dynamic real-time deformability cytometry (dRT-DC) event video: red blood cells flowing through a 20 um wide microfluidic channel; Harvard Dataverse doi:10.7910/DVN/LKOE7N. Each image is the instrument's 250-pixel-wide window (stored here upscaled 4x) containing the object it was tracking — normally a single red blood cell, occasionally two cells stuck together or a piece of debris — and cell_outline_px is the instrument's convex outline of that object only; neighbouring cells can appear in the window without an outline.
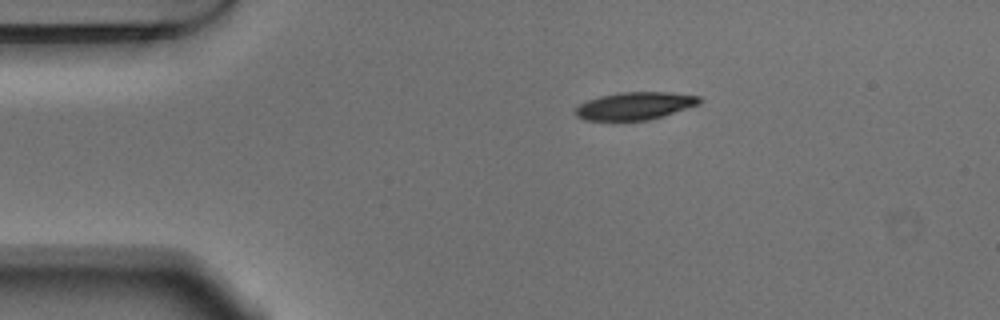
{"species": "Egyptian fruit bat (a non-hibernating species)", "species_latin": "Rousettus aegyptiacus", "temperature_condition": "warm", "stored_images_in_passage": 44, "camera_frame_rate_fps": 3000, "um_per_image_px": 0.085, "animal": {"sex": "male"}, "frame": {"image": 1, "passage_image": 1, "time_ms": 0.0, "image_size_px": [1000, 320], "cell_outline_px": [[704, 100], [700, 104], [664, 116], [648, 120], [584, 120], [576, 116], [576, 108], [580, 104], [588, 100], [600, 96], [620, 92], [668, 92], [700, 96]], "centroid_in_image_um": [54.02, 8.99], "position_along_channel_um": 31.0, "area_um2": 20.0}}
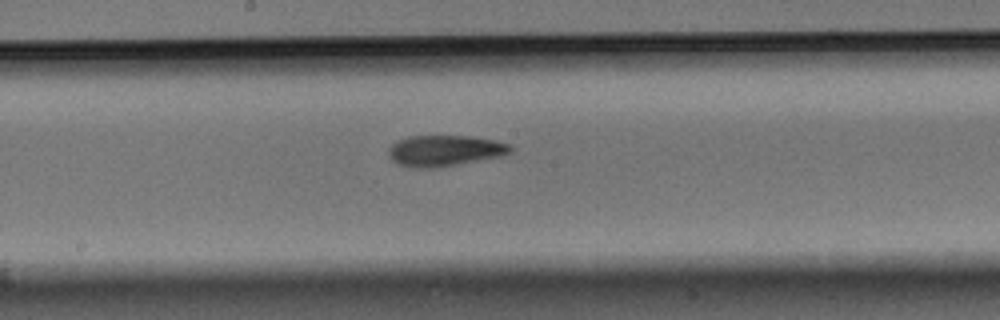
{"frame": {"image": 2, "passage_image": 19, "time_ms": 6.0, "image_size_px": [1000, 320], "cell_outline_px": [[512, 148], [508, 152], [496, 156], [432, 168], [408, 168], [396, 164], [388, 156], [388, 148], [392, 144], [408, 136], [472, 136], [496, 140], [508, 144]], "centroid_in_image_um": [37.69, 12.8], "position_along_channel_um": 210.5, "area_um2": 21.62}}
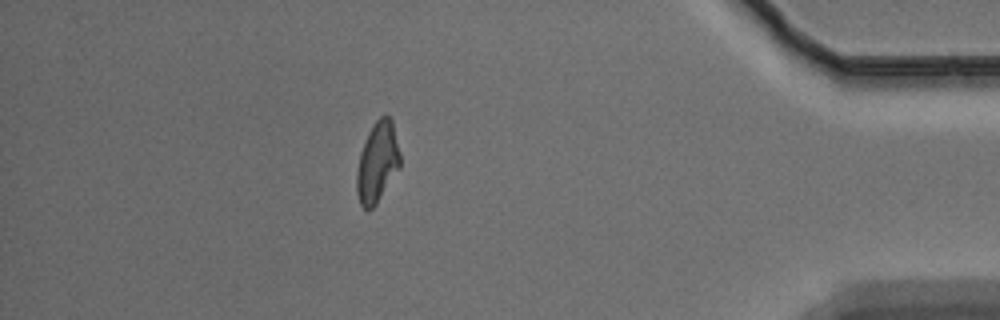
{"frame": {"image": 3, "passage_image": 38, "time_ms": 12.333, "image_size_px": [1000, 320], "cell_outline_px": [[400, 168], [376, 204], [368, 212], [360, 204], [356, 192], [356, 172], [360, 152], [368, 132], [372, 124], [380, 116], [388, 116], [392, 120], [400, 152]], "centroid_in_image_um": [32.07, 13.81], "position_along_channel_um": 403.1, "area_um2": 20.52}, "authors_computed_cell_mechanics": {"area_um2": 21.2126, "velocity_mm_per_s": 3.7462, "shape_relaxation_time_tau1_ms": 6.4679, "shape_relaxation_time_tau2_ms": 3.7889, "deformation_change_tau1": 0.1773, "deformation_change_tau2": 0.0969}}